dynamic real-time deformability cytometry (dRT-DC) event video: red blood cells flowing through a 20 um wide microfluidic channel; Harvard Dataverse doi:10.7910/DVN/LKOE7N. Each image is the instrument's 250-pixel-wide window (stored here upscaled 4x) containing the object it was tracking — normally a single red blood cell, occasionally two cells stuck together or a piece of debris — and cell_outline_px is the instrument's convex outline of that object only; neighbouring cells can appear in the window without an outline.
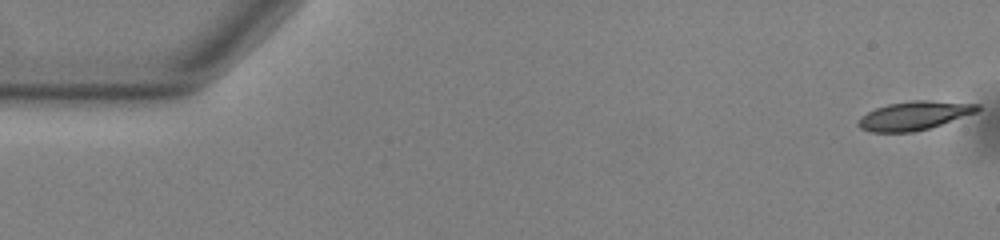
{"species": "common noctule bat (a hibernating species)", "species_latin": "Nyctalus noctula", "temperature_condition": "warm", "stored_images_in_passage": 54, "camera_frame_rate_fps": 3000, "um_per_image_px": 0.085, "animal": {"sex": "male", "body_mass_g": 13.0, "forearm_length_mm": 53.1}, "frame": {"image": 1, "passage_image": 1, "time_ms": 0.0, "image_size_px": [1000, 240], "cell_outline_px": [[980, 108], [976, 112], [928, 128], [912, 132], [872, 132], [860, 128], [856, 124], [856, 120], [860, 116], [876, 108], [888, 104], [912, 100], [924, 100], [980, 104]], "centroid_in_image_um": [77.64, 9.82], "position_along_channel_um": 7.4, "area_um2": 19.71}}
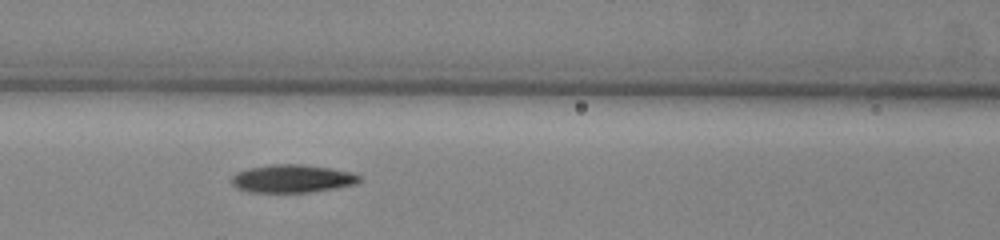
{"frame": {"image": 2, "passage_image": 23, "time_ms": 7.333, "image_size_px": [1000, 240], "cell_outline_px": [[364, 180], [356, 184], [308, 192], [252, 192], [236, 188], [232, 184], [232, 176], [236, 172], [248, 168], [272, 164], [300, 164], [332, 168], [348, 172], [360, 176]], "centroid_in_image_um": [24.83, 15.17], "position_along_channel_um": 141.8, "area_um2": 20.75}}
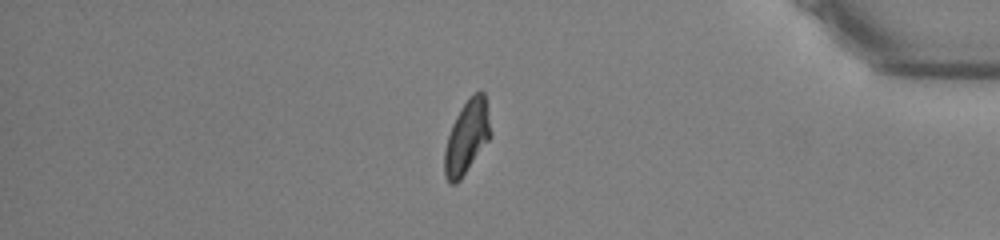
{"frame": {"image": 3, "passage_image": 46, "time_ms": 15.0, "image_size_px": [1000, 240], "cell_outline_px": [[492, 136], [460, 180], [456, 184], [448, 184], [444, 176], [444, 148], [452, 124], [460, 108], [472, 92], [480, 88], [484, 92]], "centroid_in_image_um": [39.67, 11.64], "position_along_channel_um": 395.5, "area_um2": 20.0}}